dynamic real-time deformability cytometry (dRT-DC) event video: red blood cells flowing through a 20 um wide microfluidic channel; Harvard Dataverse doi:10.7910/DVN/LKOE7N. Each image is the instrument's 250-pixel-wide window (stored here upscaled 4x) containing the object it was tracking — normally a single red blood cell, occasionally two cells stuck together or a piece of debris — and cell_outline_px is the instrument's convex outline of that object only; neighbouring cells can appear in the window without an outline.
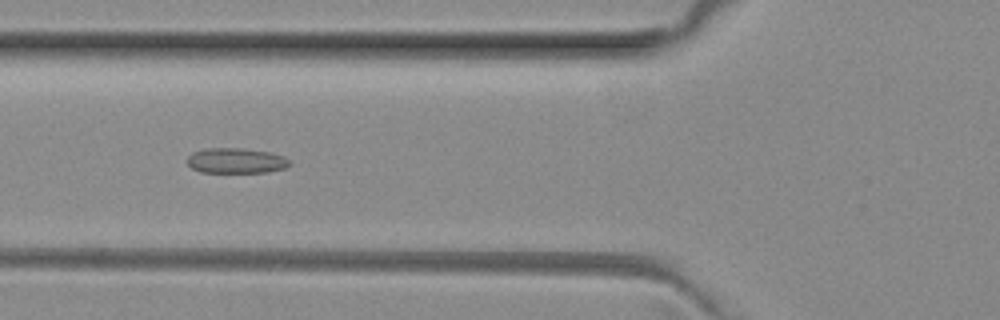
{"species": "common noctule bat (a hibernating species)", "species_latin": "Nyctalus noctula", "temperature_condition": "room temperature", "stored_images_in_passage": 6, "camera_frame_rate_fps": 3000, "um_per_image_px": 0.085, "animal": {"sex": "female", "body_mass_g": 29.2, "forearm_length_mm": 56.3}, "frame": {"image": 1, "passage_image": 5, "time_ms": 1.333, "image_size_px": [1000, 320], "cell_outline_px": [[292, 164], [288, 168], [268, 172], [200, 172], [192, 168], [188, 164], [188, 156], [192, 152], [208, 148], [240, 148], [272, 152], [284, 156]], "centroid_in_image_um": [20.11, 13.66], "position_along_channel_um": 105.7, "area_um2": 15.2}}
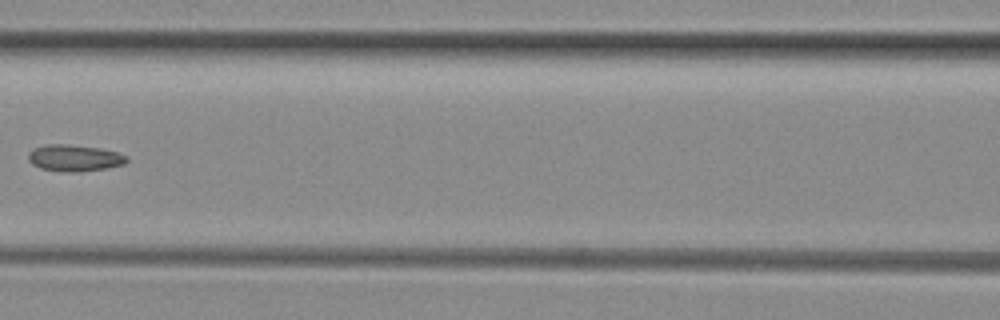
{"frame": {"image": 2, "passage_image": 6, "time_ms": 1.667, "image_size_px": [1000, 320], "cell_outline_px": [[128, 160], [124, 164], [108, 168], [76, 172], [64, 172], [40, 168], [32, 164], [28, 160], [28, 152], [44, 144], [68, 144], [100, 148], [116, 152], [128, 156]], "centroid_in_image_um": [6.32, 13.43], "position_along_channel_um": 160.3, "area_um2": 15.32}}